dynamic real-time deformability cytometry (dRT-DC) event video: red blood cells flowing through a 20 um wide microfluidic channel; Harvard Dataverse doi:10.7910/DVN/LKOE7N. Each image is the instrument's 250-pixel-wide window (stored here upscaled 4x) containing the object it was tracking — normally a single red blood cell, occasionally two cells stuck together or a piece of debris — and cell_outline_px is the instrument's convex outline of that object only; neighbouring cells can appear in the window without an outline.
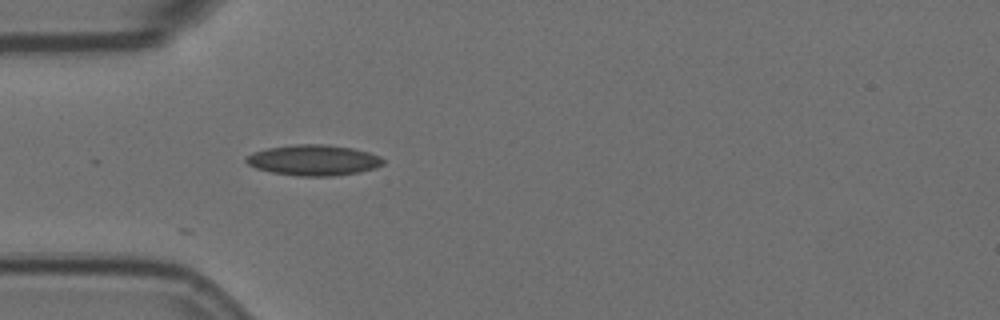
{"species": "Egyptian fruit bat (a non-hibernating species)", "species_latin": "Rousettus aegyptiacus", "temperature_condition": "room temperature", "stored_images_in_passage": 4, "camera_frame_rate_fps": 3000, "um_per_image_px": 0.085, "animal": {"sex": "female"}, "frame": {"image": 1, "passage_image": 4, "time_ms": 1.0, "image_size_px": [1000, 320], "cell_outline_px": [[384, 164], [376, 168], [360, 172], [336, 176], [296, 176], [272, 172], [256, 168], [248, 164], [244, 160], [252, 152], [268, 148], [292, 144], [324, 144], [352, 148], [368, 152], [380, 156], [384, 160]], "centroid_in_image_um": [26.67, 13.62], "position_along_channel_um": 58.3, "area_um2": 24.62}}